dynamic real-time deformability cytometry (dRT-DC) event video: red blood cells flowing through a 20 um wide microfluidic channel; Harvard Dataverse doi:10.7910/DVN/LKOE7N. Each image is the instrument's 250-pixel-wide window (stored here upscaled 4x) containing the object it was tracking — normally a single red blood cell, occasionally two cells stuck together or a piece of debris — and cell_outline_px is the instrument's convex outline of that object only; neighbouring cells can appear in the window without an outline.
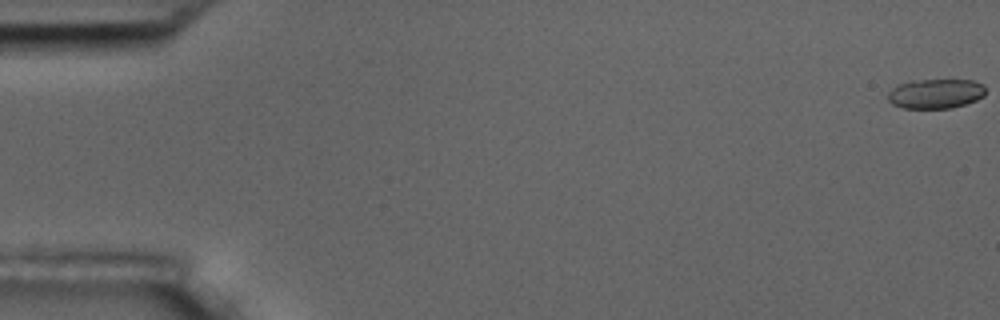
{"species": "common noctule bat (a hibernating species)", "species_latin": "Nyctalus noctula", "temperature_condition": "room temperature", "stored_images_in_passage": 5, "camera_frame_rate_fps": 3000, "um_per_image_px": 0.085, "animal": {"sex": "male", "body_mass_g": 17.5, "forearm_length_mm": 52.3}, "frame": {"image": 1, "passage_image": 1, "time_ms": 0.0, "image_size_px": [1000, 320], "cell_outline_px": [[984, 96], [976, 100], [952, 108], [904, 108], [892, 104], [888, 100], [888, 92], [892, 88], [908, 80], [972, 80], [984, 84]], "centroid_in_image_um": [79.51, 7.95], "position_along_channel_um": 5.5, "area_um2": 16.88}}
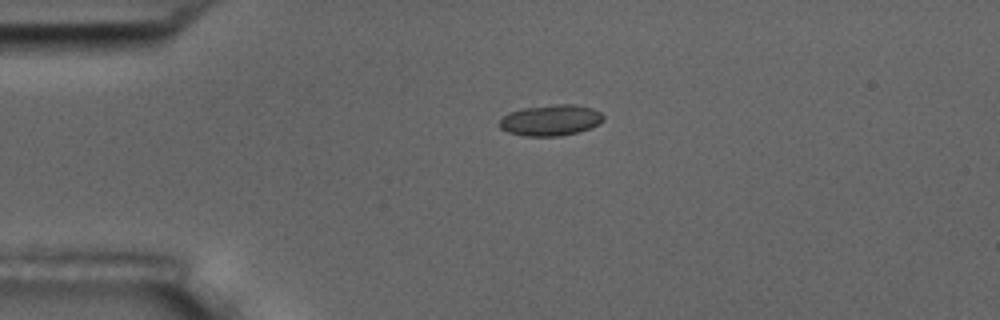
{"frame": {"image": 2, "passage_image": 4, "time_ms": 4.333, "image_size_px": [1000, 320], "cell_outline_px": [[604, 120], [600, 124], [592, 128], [560, 136], [524, 136], [508, 132], [500, 128], [500, 120], [508, 112], [520, 108], [556, 104], [572, 104], [592, 108], [600, 112], [604, 116]], "centroid_in_image_um": [46.82, 10.21], "position_along_channel_um": 38.2, "area_um2": 18.9}}